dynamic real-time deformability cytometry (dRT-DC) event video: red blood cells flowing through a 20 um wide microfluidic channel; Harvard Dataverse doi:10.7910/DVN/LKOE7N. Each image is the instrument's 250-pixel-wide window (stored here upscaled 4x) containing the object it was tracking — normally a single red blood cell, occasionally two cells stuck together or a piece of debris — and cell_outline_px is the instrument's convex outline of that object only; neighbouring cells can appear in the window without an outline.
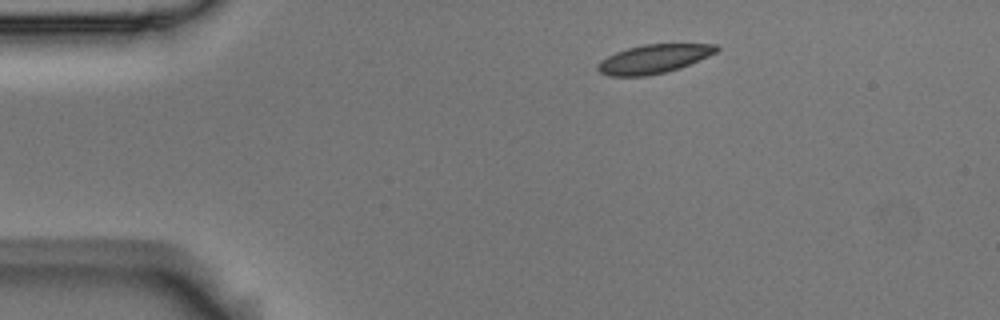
{"species": "Egyptian fruit bat (a non-hibernating species)", "species_latin": "Rousettus aegyptiacus", "temperature_condition": "room temperature", "stored_images_in_passage": 8, "camera_frame_rate_fps": 3000, "um_per_image_px": 0.085, "animal": {"sex": "male"}, "frame": {"image": 1, "passage_image": 1, "time_ms": 0.0, "image_size_px": [1000, 320], "cell_outline_px": [[720, 48], [716, 52], [708, 56], [680, 68], [664, 72], [644, 76], [608, 76], [600, 72], [596, 68], [596, 64], [600, 60], [616, 52], [628, 48], [644, 44], [716, 44]], "centroid_in_image_um": [55.54, 5.01], "position_along_channel_um": 29.5, "area_um2": 19.83}}
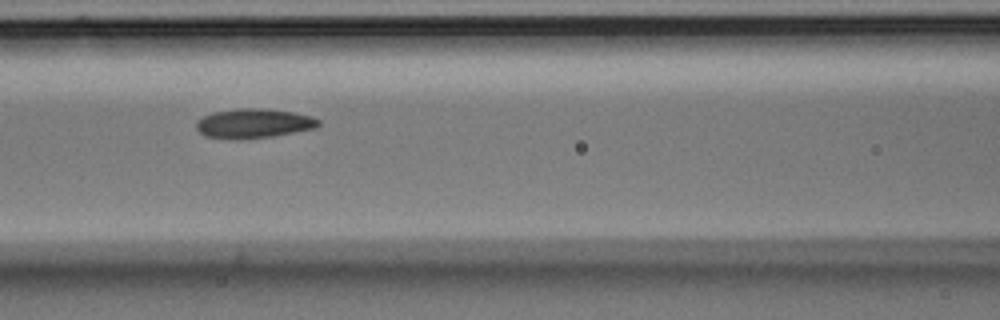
{"frame": {"image": 2, "passage_image": 5, "time_ms": 1.333, "image_size_px": [1000, 320], "cell_outline_px": [[320, 124], [316, 128], [272, 136], [240, 140], [232, 140], [204, 136], [196, 128], [196, 120], [212, 112], [236, 108], [264, 108], [292, 112], [312, 116], [320, 120]], "centroid_in_image_um": [21.53, 10.49], "position_along_channel_um": 145.1, "area_um2": 21.27}}
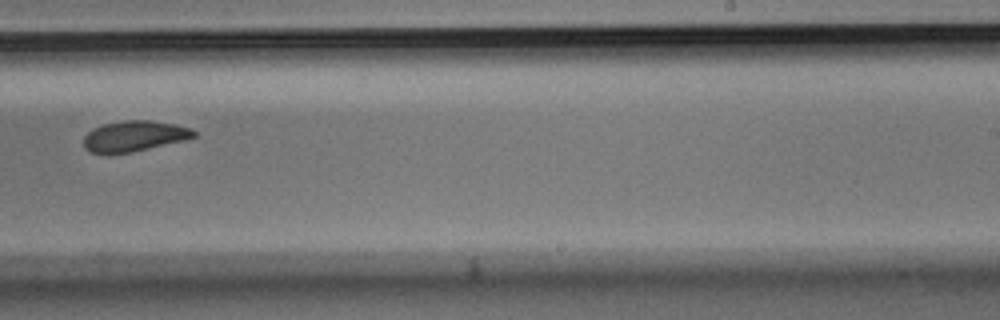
{"frame": {"image": 3, "passage_image": 8, "time_ms": 2.333, "image_size_px": [1000, 320], "cell_outline_px": [[196, 136], [184, 140], [132, 152], [92, 152], [84, 148], [84, 136], [92, 128], [104, 124], [124, 120], [152, 120], [176, 124], [192, 128], [196, 132]], "centroid_in_image_um": [11.44, 11.54], "position_along_channel_um": 277.6, "area_um2": 19.48}}